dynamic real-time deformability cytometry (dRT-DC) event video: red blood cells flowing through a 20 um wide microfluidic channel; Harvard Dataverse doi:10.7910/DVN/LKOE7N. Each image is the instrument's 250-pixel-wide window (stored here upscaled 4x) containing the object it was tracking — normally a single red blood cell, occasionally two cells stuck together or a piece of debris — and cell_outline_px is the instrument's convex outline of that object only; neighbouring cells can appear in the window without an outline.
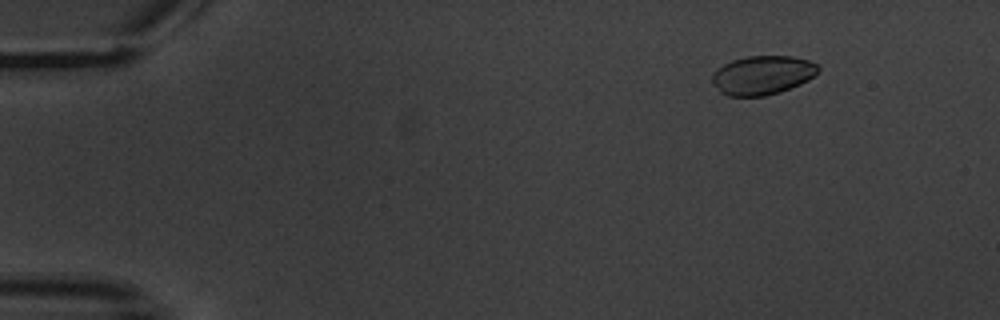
{"species": "common noctule bat (a hibernating species)", "species_latin": "Nyctalus noctula", "temperature_condition": "warm", "stored_images_in_passage": 5, "camera_frame_rate_fps": 3000, "um_per_image_px": 0.085, "animal": {"sex": "male", "body_mass_g": 20.1, "forearm_length_mm": 53.5}, "frame": {"image": 1, "passage_image": 2, "time_ms": 1.0, "image_size_px": [1000, 320], "cell_outline_px": [[820, 68], [808, 80], [800, 84], [780, 92], [764, 96], [728, 96], [720, 92], [712, 80], [712, 72], [716, 68], [732, 60], [748, 56], [792, 56], [808, 60], [816, 64]], "centroid_in_image_um": [64.78, 6.38], "position_along_channel_um": 20.2, "area_um2": 23.99}}
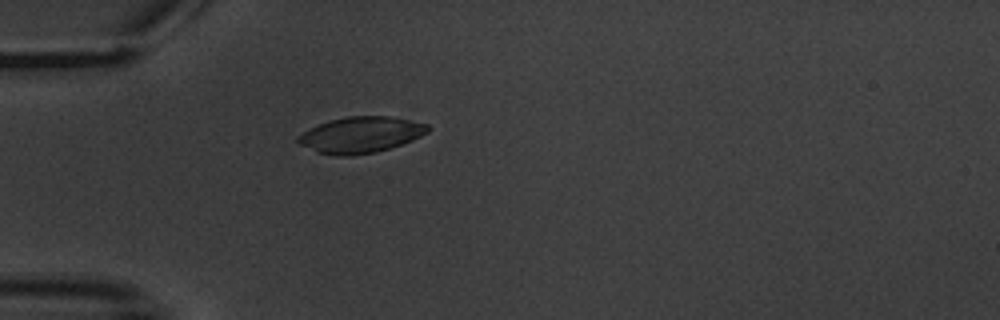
{"frame": {"image": 2, "passage_image": 5, "time_ms": 4.667, "image_size_px": [1000, 320], "cell_outline_px": [[432, 128], [428, 132], [412, 140], [376, 152], [352, 156], [336, 156], [316, 152], [300, 144], [296, 140], [296, 136], [320, 124], [332, 120], [348, 116], [392, 116], [428, 124]], "centroid_in_image_um": [30.68, 11.46], "position_along_channel_um": 54.3, "area_um2": 27.17}}